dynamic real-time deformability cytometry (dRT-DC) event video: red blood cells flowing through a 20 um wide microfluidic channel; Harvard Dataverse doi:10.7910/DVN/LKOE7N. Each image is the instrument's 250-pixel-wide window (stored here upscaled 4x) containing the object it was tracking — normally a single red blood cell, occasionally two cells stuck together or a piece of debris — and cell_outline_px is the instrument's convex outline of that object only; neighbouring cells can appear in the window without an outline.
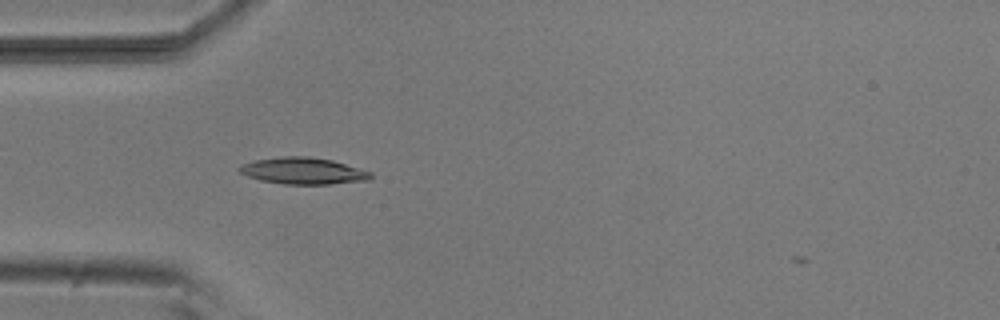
{"species": "common noctule bat (a hibernating species)", "species_latin": "Nyctalus noctula", "temperature_condition": "room temperature", "stored_images_in_passage": 40, "camera_frame_rate_fps": 3000, "um_per_image_px": 0.085, "animal": {"sex": "male", "body_mass_g": 20.5, "forearm_length_mm": 52.5}, "frame": {"image": 1, "passage_image": 5, "time_ms": 1.333, "image_size_px": [1000, 320], "cell_outline_px": [[372, 176], [368, 180], [328, 184], [284, 184], [260, 180], [248, 176], [240, 172], [236, 168], [240, 164], [256, 160], [280, 156], [308, 156], [332, 160], [372, 172]], "centroid_in_image_um": [25.74, 14.52], "position_along_channel_um": 59.3, "area_um2": 20.35}}
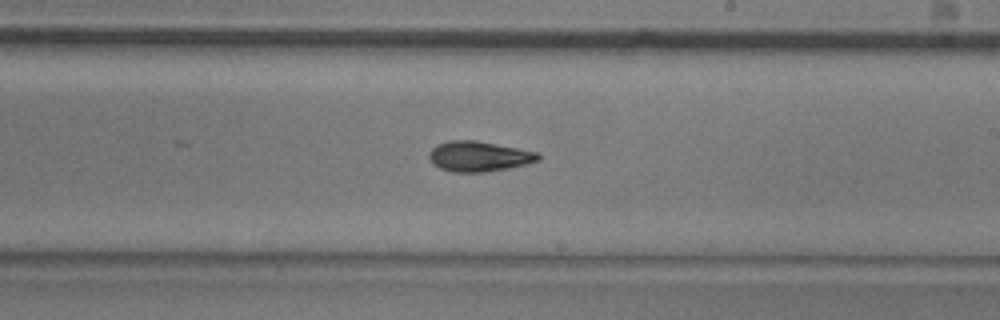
{"frame": {"image": 2, "passage_image": 20, "time_ms": 6.333, "image_size_px": [1000, 320], "cell_outline_px": [[540, 160], [508, 168], [484, 172], [452, 172], [440, 168], [432, 164], [428, 156], [432, 148], [436, 144], [448, 140], [476, 140], [540, 152]], "centroid_in_image_um": [40.69, 13.28], "position_along_channel_um": 248.3, "area_um2": 19.36}}
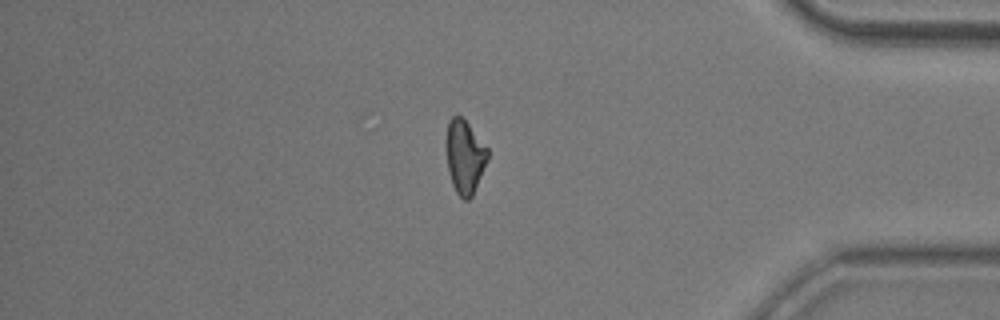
{"frame": {"image": 3, "passage_image": 34, "time_ms": 11.0, "image_size_px": [1000, 320], "cell_outline_px": [[488, 160], [472, 196], [468, 200], [464, 200], [456, 192], [452, 184], [448, 172], [448, 120], [452, 116], [460, 116], [468, 124], [488, 148]], "centroid_in_image_um": [39.53, 13.35], "position_along_channel_um": 395.7, "area_um2": 17.28}, "authors_computed_cell_mechanics": {"area_um2": 18.5249, "velocity_mm_per_s": 3.8094, "shape_relaxation_time_tau1_ms": 7.0191, "shape_relaxation_time_tau2_ms": 2.0987, "deformation_change_tau1": 0.1845, "deformation_change_tau2": 0.0774}}